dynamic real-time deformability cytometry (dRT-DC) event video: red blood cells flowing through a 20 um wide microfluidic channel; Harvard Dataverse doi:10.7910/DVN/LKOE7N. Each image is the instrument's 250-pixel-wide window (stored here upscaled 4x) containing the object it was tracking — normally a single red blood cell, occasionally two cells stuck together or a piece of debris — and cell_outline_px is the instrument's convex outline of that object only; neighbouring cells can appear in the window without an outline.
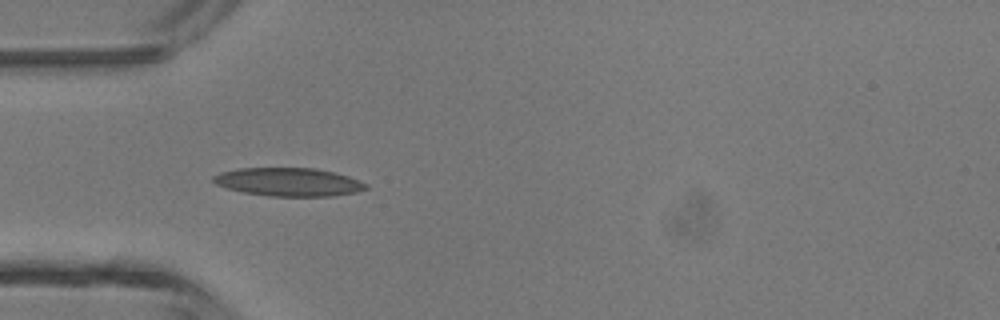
{"species": "common noctule bat (a hibernating species)", "species_latin": "Nyctalus noctula", "temperature_condition": "room temperature", "stored_images_in_passage": 3, "camera_frame_rate_fps": 3000, "um_per_image_px": 0.085, "animal": {"sex": "male", "body_mass_g": 13.3}, "frame": {"image": 1, "passage_image": 1, "time_ms": 0.0, "image_size_px": [1000, 320], "cell_outline_px": [[368, 188], [356, 192], [332, 196], [268, 196], [244, 192], [228, 188], [216, 184], [212, 180], [212, 176], [220, 172], [240, 168], [316, 168], [348, 176], [368, 184]], "centroid_in_image_um": [24.53, 15.47], "position_along_channel_um": 60.5, "area_um2": 25.09}}
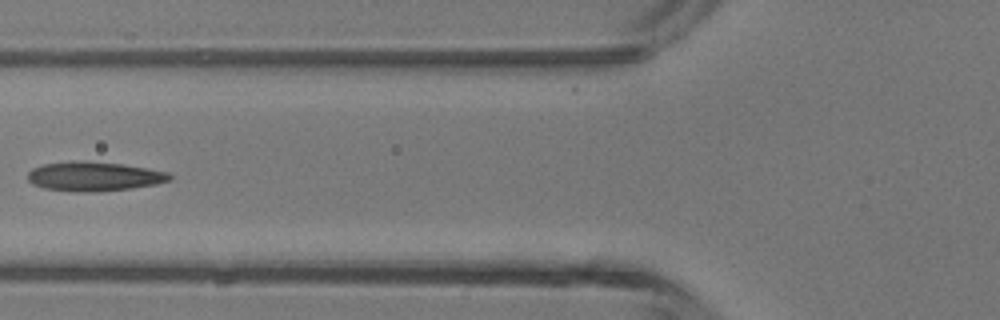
{"frame": {"image": 2, "passage_image": 2, "time_ms": 0.333, "image_size_px": [1000, 320], "cell_outline_px": [[172, 180], [156, 184], [132, 188], [96, 192], [76, 192], [44, 188], [32, 184], [28, 180], [28, 172], [32, 168], [44, 164], [72, 160], [120, 164], [168, 172], [172, 176]], "centroid_in_image_um": [7.97, 15.0], "position_along_channel_um": 117.8, "area_um2": 24.22}}